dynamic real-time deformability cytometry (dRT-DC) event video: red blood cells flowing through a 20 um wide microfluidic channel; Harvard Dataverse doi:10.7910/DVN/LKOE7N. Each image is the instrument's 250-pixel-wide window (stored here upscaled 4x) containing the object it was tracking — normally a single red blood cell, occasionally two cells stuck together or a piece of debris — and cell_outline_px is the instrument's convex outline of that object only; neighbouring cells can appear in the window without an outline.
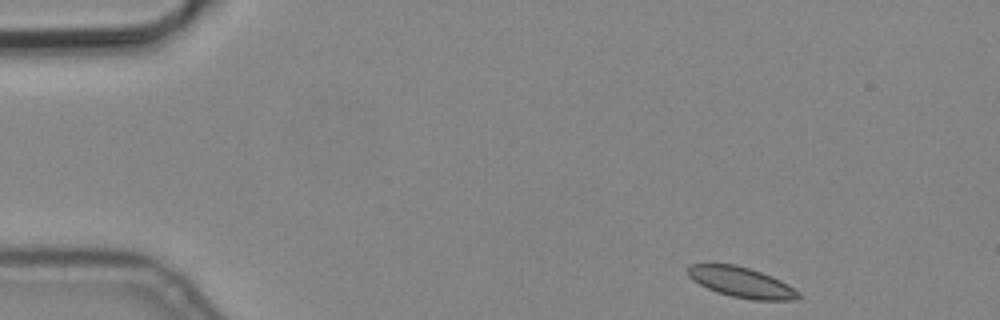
{"species": "common noctule bat (a hibernating species)", "species_latin": "Nyctalus noctula", "temperature_condition": "cold", "stored_images_in_passage": 5, "camera_frame_rate_fps": 3000, "um_per_image_px": 0.085, "animal": {"sex": "male", "body_mass_g": 19.2, "forearm_length_mm": 51.8}, "frame": {"image": 1, "passage_image": 1, "time_ms": 0.0, "image_size_px": [1000, 320], "cell_outline_px": [[800, 296], [796, 300], [752, 300], [732, 296], [716, 292], [692, 280], [688, 276], [688, 264], [736, 264], [772, 276], [780, 280], [800, 292]], "centroid_in_image_um": [63.01, 24.0], "position_along_channel_um": 22.0, "area_um2": 19.48}}
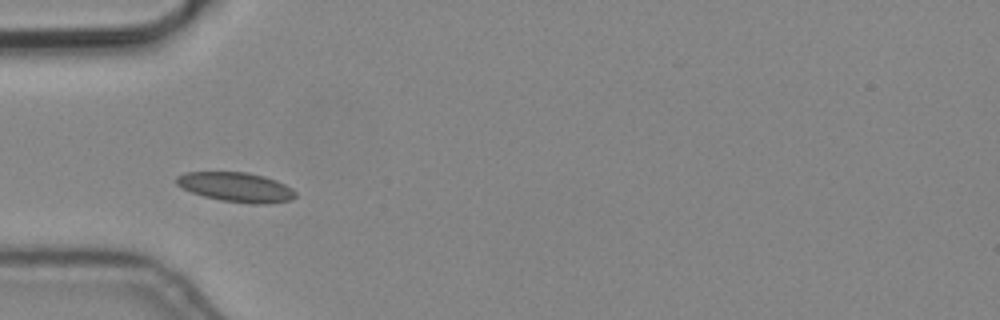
{"frame": {"image": 2, "passage_image": 4, "time_ms": 1.0, "image_size_px": [1000, 320], "cell_outline_px": [[296, 196], [292, 200], [268, 204], [252, 204], [220, 200], [204, 196], [192, 192], [176, 184], [176, 176], [188, 172], [248, 172], [264, 176], [276, 180], [292, 188], [296, 192]], "centroid_in_image_um": [20.11, 15.91], "position_along_channel_um": 64.9, "area_um2": 20.52}}